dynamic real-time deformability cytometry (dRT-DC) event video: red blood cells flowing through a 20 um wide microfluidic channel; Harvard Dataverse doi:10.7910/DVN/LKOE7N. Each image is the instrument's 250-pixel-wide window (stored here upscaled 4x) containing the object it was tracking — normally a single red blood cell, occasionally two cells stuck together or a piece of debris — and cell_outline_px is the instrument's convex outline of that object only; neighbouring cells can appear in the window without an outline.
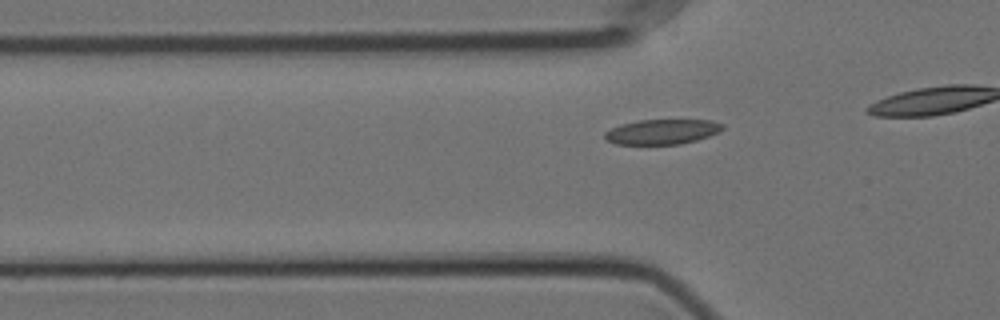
{"species": "Egyptian fruit bat (a non-hibernating species)", "species_latin": "Rousettus aegyptiacus", "temperature_condition": "cold", "stored_images_in_passage": 32, "camera_frame_rate_fps": 3000, "um_per_image_px": 0.085, "animal": {"sex": "female"}, "frame": {"image": 1, "passage_image": 6, "time_ms": 1.667, "image_size_px": [1000, 320], "cell_outline_px": [[724, 128], [720, 132], [696, 140], [680, 144], [616, 144], [608, 140], [604, 136], [604, 132], [620, 124], [640, 120], [712, 120], [724, 124]], "centroid_in_image_um": [56.31, 11.19], "position_along_channel_um": 69.5, "area_um2": 17.11}}
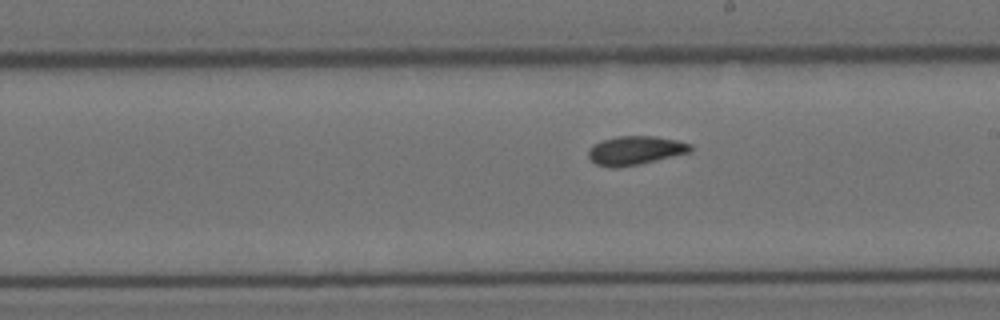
{"frame": {"image": 2, "passage_image": 20, "time_ms": 6.333, "image_size_px": [1000, 320], "cell_outline_px": [[692, 152], [640, 164], [616, 168], [612, 168], [596, 164], [588, 156], [588, 152], [592, 144], [616, 136], [656, 136], [676, 140], [692, 144]], "centroid_in_image_um": [54.02, 12.79], "position_along_channel_um": 235.0, "area_um2": 17.22}}
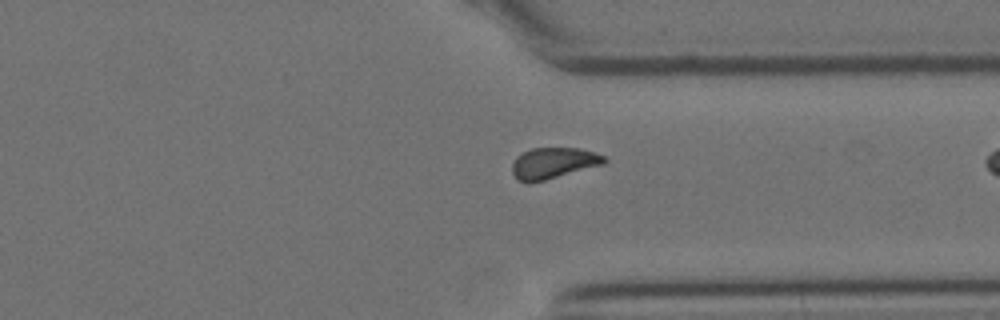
{"frame": {"image": 3, "passage_image": 31, "time_ms": 10.0, "image_size_px": [1000, 320], "cell_outline_px": [[608, 160], [604, 164], [544, 180], [528, 184], [516, 180], [512, 172], [512, 164], [516, 156], [532, 148], [580, 148], [604, 156]], "centroid_in_image_um": [47.0, 13.87], "position_along_channel_um": 364.4, "area_um2": 16.7}}